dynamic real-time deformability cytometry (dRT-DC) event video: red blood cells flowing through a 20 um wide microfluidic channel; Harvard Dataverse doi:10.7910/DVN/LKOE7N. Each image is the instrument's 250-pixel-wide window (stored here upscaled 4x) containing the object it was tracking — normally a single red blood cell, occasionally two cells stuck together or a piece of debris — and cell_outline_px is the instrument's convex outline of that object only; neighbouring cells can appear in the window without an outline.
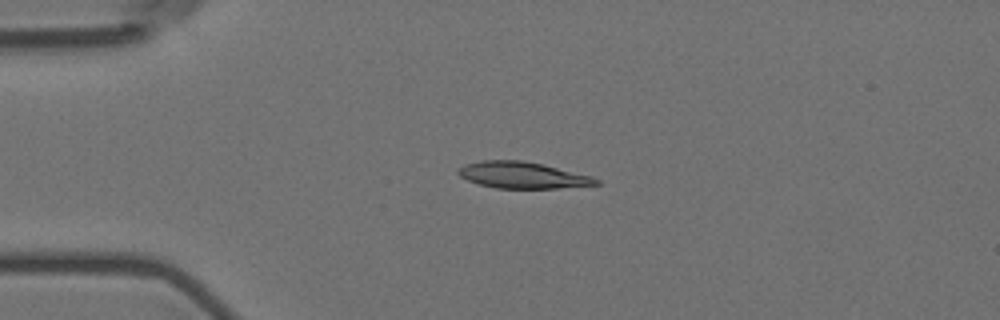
{"species": "Egyptian fruit bat (a non-hibernating species)", "species_latin": "Rousettus aegyptiacus", "temperature_condition": "room temperature", "stored_images_in_passage": 4, "camera_frame_rate_fps": 3000, "um_per_image_px": 0.085, "animal": {"sex": "female"}, "frame": {"image": 1, "passage_image": 3, "time_ms": 0.667, "image_size_px": [1000, 320], "cell_outline_px": [[600, 184], [556, 188], [496, 188], [480, 184], [468, 180], [460, 176], [456, 172], [456, 168], [464, 164], [480, 160], [520, 160], [540, 164], [592, 176], [600, 180]], "centroid_in_image_um": [44.36, 14.88], "position_along_channel_um": 40.6, "area_um2": 21.1}}